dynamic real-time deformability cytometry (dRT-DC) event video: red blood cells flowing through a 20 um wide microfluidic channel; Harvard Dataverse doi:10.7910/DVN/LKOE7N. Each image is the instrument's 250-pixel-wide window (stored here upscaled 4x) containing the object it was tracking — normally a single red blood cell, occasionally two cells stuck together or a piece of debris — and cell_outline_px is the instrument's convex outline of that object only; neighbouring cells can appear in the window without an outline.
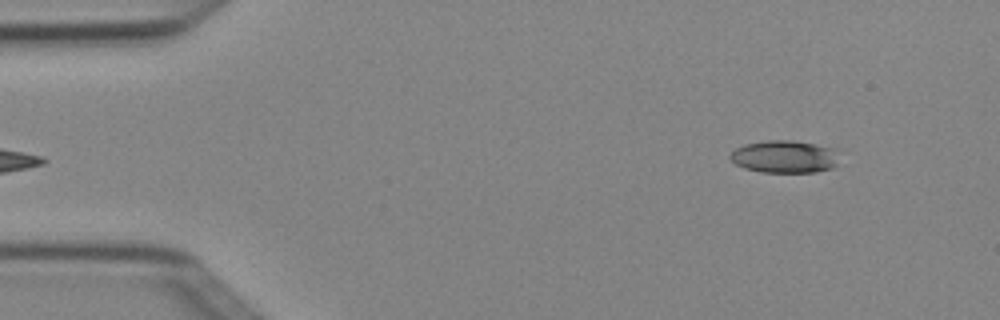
{"species": "Egyptian fruit bat (a non-hibernating species)", "species_latin": "Rousettus aegyptiacus", "temperature_condition": "cold", "stored_images_in_passage": 3, "segment_of_instrument_passage": [2, 2], "camera_frame_rate_fps": 3000, "um_per_image_px": 0.085, "animal": {"sex": "female"}, "frame": {"image": 1, "passage_image": 3, "time_ms": 0.667, "image_size_px": [1000, 320], "cell_outline_px": [[840, 148], [836, 164], [832, 168], [816, 172], [760, 172], [744, 168], [736, 164], [728, 156], [736, 148], [744, 144], [768, 140], [792, 140]], "centroid_in_image_um": [66.74, 13.31], "position_along_channel_um": 18.3, "area_um2": 20.98}}